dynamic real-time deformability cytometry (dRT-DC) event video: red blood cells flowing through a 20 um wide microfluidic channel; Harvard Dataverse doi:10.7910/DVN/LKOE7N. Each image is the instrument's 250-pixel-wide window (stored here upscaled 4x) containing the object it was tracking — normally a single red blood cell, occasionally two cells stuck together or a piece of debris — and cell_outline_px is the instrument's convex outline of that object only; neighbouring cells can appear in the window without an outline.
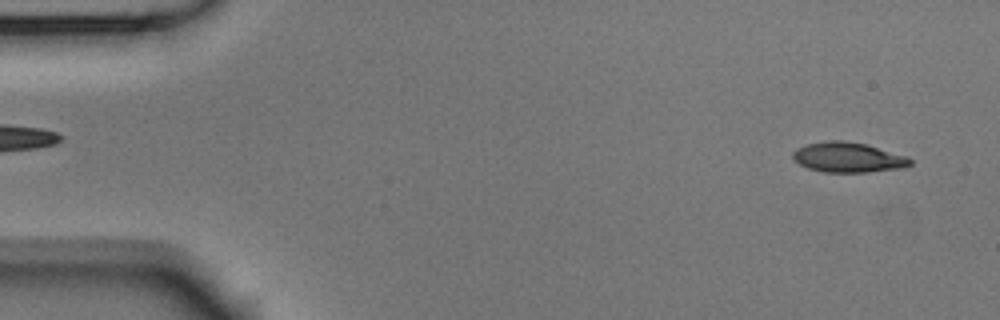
{"species": "Egyptian fruit bat (a non-hibernating species)", "species_latin": "Rousettus aegyptiacus", "temperature_condition": "room temperature", "stored_images_in_passage": 53, "camera_frame_rate_fps": 3000, "um_per_image_px": 0.085, "animal": {"sex": "male"}, "frame": {"image": 1, "passage_image": 3, "time_ms": 0.667, "image_size_px": [1000, 320], "cell_outline_px": [[912, 164], [904, 168], [868, 172], [824, 172], [808, 168], [792, 160], [792, 152], [796, 148], [808, 144], [824, 140], [844, 140], [868, 144], [908, 156], [912, 160]], "centroid_in_image_um": [72.1, 13.36], "position_along_channel_um": 12.9, "area_um2": 20.92}}
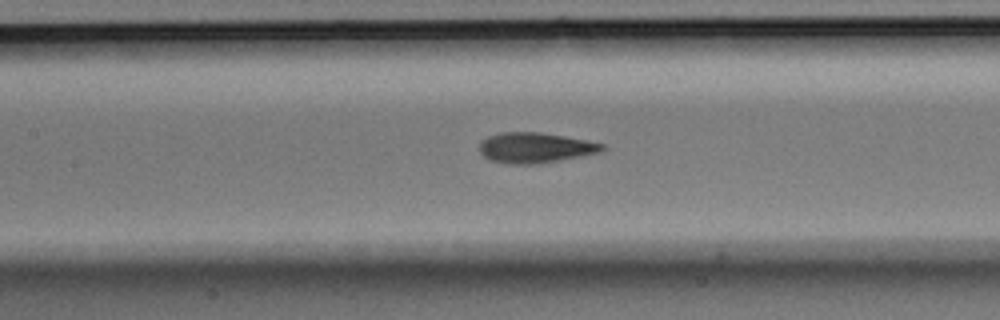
{"frame": {"image": 2, "passage_image": 24, "time_ms": 7.667, "image_size_px": [1000, 320], "cell_outline_px": [[608, 148], [600, 152], [580, 156], [532, 164], [508, 164], [492, 160], [484, 156], [480, 152], [480, 140], [488, 136], [500, 132], [540, 132], [588, 140], [604, 144]], "centroid_in_image_um": [45.49, 12.54], "position_along_channel_um": 161.9, "area_um2": 21.62}}
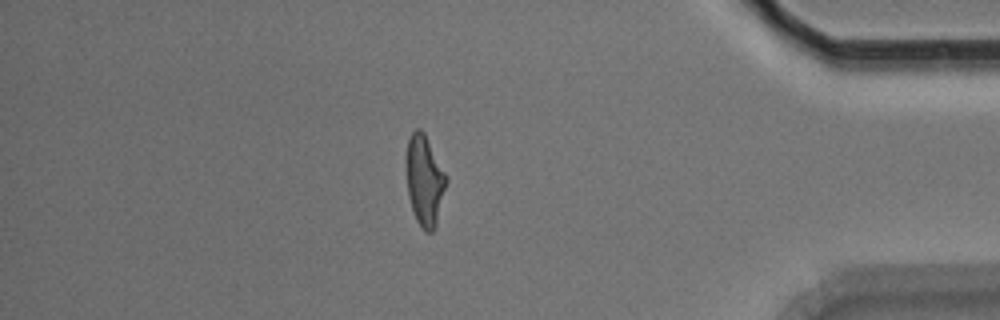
{"frame": {"image": 3, "passage_image": 46, "time_ms": 15.0, "image_size_px": [1000, 320], "cell_outline_px": [[448, 180], [436, 224], [432, 232], [424, 232], [416, 220], [408, 196], [404, 168], [404, 160], [408, 140], [412, 132], [416, 128], [420, 128], [424, 132], [448, 176]], "centroid_in_image_um": [36.06, 15.3], "position_along_channel_um": 399.1, "area_um2": 21.68}, "authors_computed_cell_mechanics": {"area_um2": 21.1548, "velocity_mm_per_s": 3.7301, "shape_relaxation_time_tau1_ms": 6.3159, "shape_relaxation_time_tau2_ms": 1.4888, "deformation_change_tau1": 0.2166, "deformation_change_tau2": 0.0889}}